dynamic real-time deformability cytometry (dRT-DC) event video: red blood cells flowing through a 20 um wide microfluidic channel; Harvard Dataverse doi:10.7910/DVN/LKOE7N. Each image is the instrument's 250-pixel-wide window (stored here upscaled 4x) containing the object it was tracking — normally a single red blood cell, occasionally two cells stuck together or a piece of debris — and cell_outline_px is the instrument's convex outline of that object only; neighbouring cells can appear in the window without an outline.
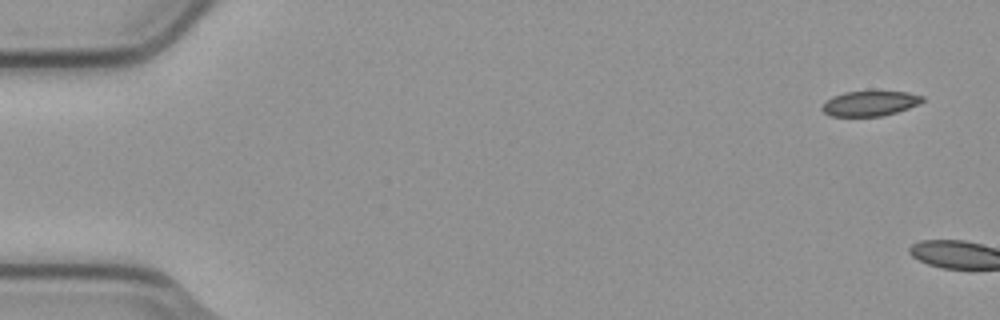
{"species": "common noctule bat (a hibernating species)", "species_latin": "Nyctalus noctula", "temperature_condition": "cold", "stored_images_in_passage": 2, "camera_frame_rate_fps": 3000, "um_per_image_px": 0.085, "animal": {"sex": "male", "body_mass_g": 23.1, "forearm_length_mm": 52.7}, "frame": {"image": 1, "passage_image": 1, "time_ms": 0.0, "image_size_px": [1000, 320], "cell_outline_px": [[924, 100], [908, 108], [896, 112], [880, 116], [832, 116], [824, 112], [820, 108], [832, 96], [844, 92], [908, 92], [924, 96]], "centroid_in_image_um": [73.93, 8.79], "position_along_channel_um": 11.1, "area_um2": 14.33}}